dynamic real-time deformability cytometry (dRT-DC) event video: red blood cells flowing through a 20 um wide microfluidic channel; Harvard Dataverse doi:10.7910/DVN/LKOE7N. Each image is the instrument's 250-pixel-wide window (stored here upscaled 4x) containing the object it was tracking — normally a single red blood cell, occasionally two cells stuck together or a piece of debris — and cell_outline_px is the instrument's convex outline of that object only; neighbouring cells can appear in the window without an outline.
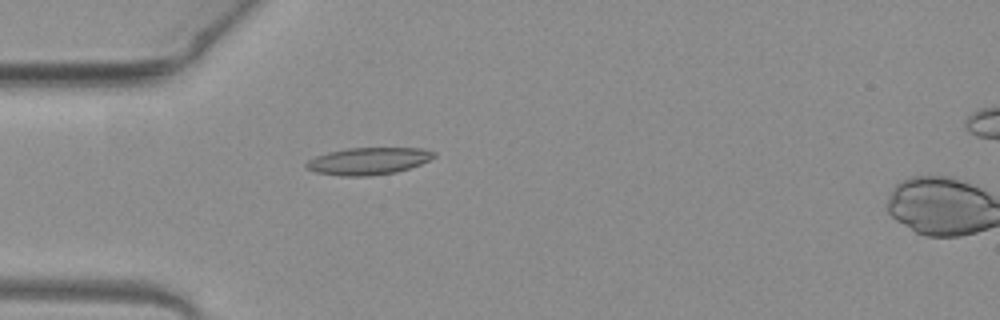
{"species": "common noctule bat (a hibernating species)", "species_latin": "Nyctalus noctula", "temperature_condition": "warm", "stored_images_in_passage": 40, "camera_frame_rate_fps": 3000, "um_per_image_px": 0.085, "animal": {"sex": "female", "body_mass_g": 19.3, "forearm_length_mm": 54.1}, "frame": {"image": 1, "passage_image": 4, "time_ms": 1.0, "image_size_px": [1000, 320], "cell_outline_px": [[436, 156], [420, 164], [396, 172], [368, 176], [340, 176], [316, 172], [304, 168], [304, 164], [308, 160], [316, 156], [328, 152], [348, 148], [420, 148], [436, 152]], "centroid_in_image_um": [31.27, 13.69], "position_along_channel_um": 53.7, "area_um2": 20.17}}
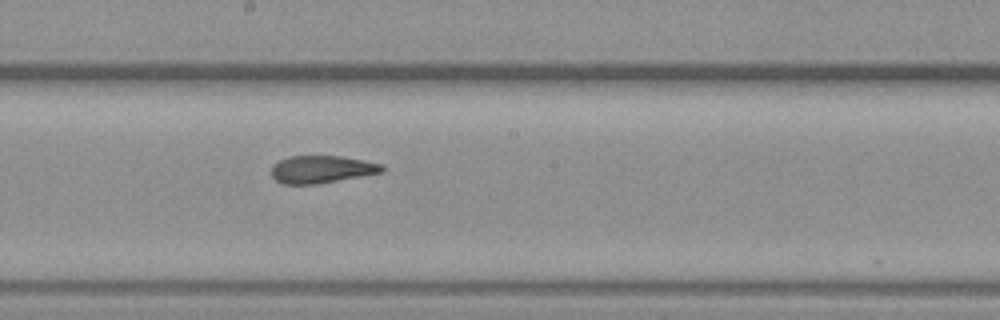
{"frame": {"image": 2, "passage_image": 17, "time_ms": 5.333, "image_size_px": [1000, 320], "cell_outline_px": [[384, 172], [316, 184], [284, 184], [276, 180], [272, 176], [272, 164], [288, 156], [344, 156], [384, 164]], "centroid_in_image_um": [27.36, 14.38], "position_along_channel_um": 220.8, "area_um2": 17.8}}
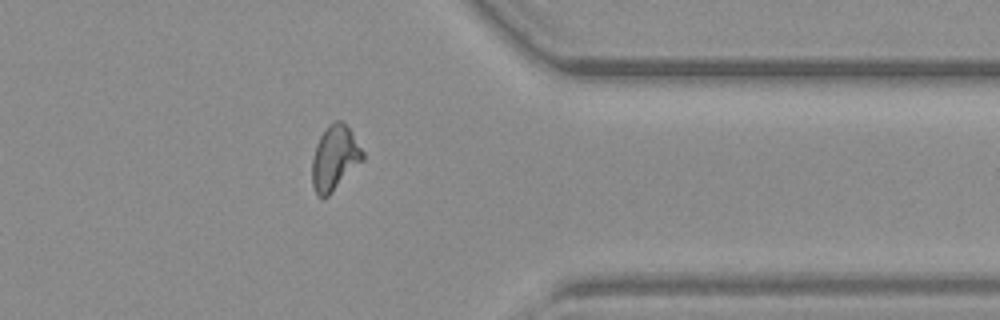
{"frame": {"image": 3, "passage_image": 30, "time_ms": 9.667, "image_size_px": [1000, 320], "cell_outline_px": [[364, 160], [328, 196], [320, 196], [316, 192], [312, 184], [312, 156], [316, 144], [320, 136], [328, 124], [336, 120], [344, 120], [352, 132], [364, 152]], "centroid_in_image_um": [28.46, 13.38], "position_along_channel_um": 382.9, "area_um2": 19.19}, "authors_computed_cell_mechanics": {"area_um2": 18.7561, "velocity_mm_per_s": 4.0174, "shape_relaxation_time_tau1_ms": 6.3997, "shape_relaxation_time_tau2_ms": 1.4961, "deformation_change_tau1": 0.1982, "deformation_change_tau2": 0.0846}}